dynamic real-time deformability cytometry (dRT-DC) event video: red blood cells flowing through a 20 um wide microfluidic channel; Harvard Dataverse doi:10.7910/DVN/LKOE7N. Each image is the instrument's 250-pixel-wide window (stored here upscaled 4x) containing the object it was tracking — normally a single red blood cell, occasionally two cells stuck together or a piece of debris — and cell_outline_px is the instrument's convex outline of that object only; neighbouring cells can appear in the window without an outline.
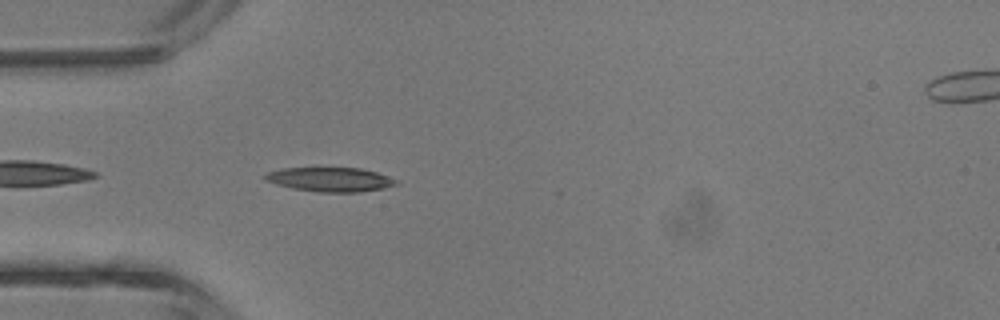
{"species": "common noctule bat (a hibernating species)", "species_latin": "Nyctalus noctula", "temperature_condition": "room temperature", "stored_images_in_passage": 19, "camera_frame_rate_fps": 3000, "um_per_image_px": 0.085, "animal": {"sex": "male", "body_mass_g": 13.3}, "frame": {"image": 1, "passage_image": 2, "time_ms": 0.333, "image_size_px": [1000, 320], "cell_outline_px": [[400, 184], [384, 188], [360, 192], [320, 192], [292, 188], [276, 184], [264, 180], [264, 176], [268, 172], [284, 168], [360, 168], [376, 172], [388, 176], [396, 180]], "centroid_in_image_um": [28.09, 15.26], "position_along_channel_um": 56.9, "area_um2": 18.44}}
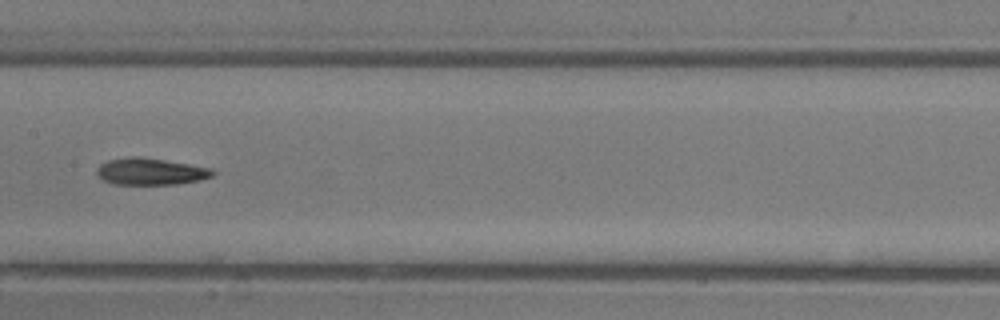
{"frame": {"image": 2, "passage_image": 11, "time_ms": 3.333, "image_size_px": [1000, 320], "cell_outline_px": [[216, 172], [212, 176], [200, 180], [176, 184], [112, 184], [104, 180], [96, 172], [96, 168], [100, 164], [108, 160], [128, 156], [144, 156], [212, 168]], "centroid_in_image_um": [12.8, 14.56], "position_along_channel_um": 194.6, "area_um2": 18.26}}
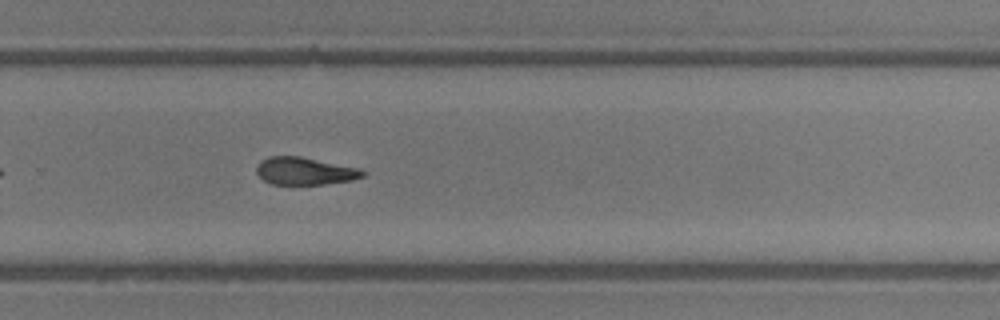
{"frame": {"image": 3, "passage_image": 18, "time_ms": 5.667, "image_size_px": [1000, 320], "cell_outline_px": [[368, 172], [364, 176], [352, 180], [324, 184], [272, 184], [264, 180], [256, 172], [256, 168], [260, 160], [268, 156], [300, 156], [360, 168]], "centroid_in_image_um": [25.93, 14.53], "position_along_channel_um": 303.9, "area_um2": 17.11}}